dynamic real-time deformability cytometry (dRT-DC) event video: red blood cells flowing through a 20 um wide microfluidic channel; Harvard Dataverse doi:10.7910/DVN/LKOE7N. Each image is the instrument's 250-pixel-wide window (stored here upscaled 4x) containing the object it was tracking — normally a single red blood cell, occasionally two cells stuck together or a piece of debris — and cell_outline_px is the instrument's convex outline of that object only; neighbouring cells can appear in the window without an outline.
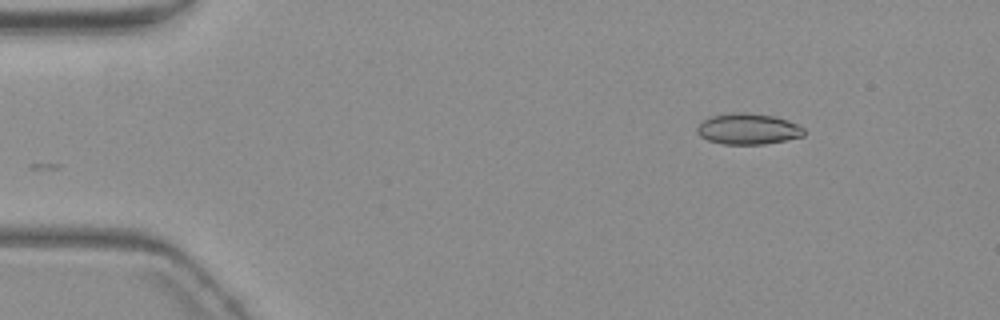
{"species": "common noctule bat (a hibernating species)", "species_latin": "Nyctalus noctula", "temperature_condition": "warm", "stored_images_in_passage": 8, "camera_frame_rate_fps": 3000, "um_per_image_px": 0.085, "animal": {"sex": "female", "body_mass_g": 19.3, "forearm_length_mm": 54.1}, "frame": {"image": 1, "passage_image": 1, "time_ms": 0.0, "image_size_px": [1000, 320], "cell_outline_px": [[804, 136], [764, 144], [720, 144], [708, 140], [700, 136], [696, 132], [696, 128], [708, 116], [728, 112], [744, 112], [776, 116], [788, 120], [804, 128]], "centroid_in_image_um": [63.55, 10.94], "position_along_channel_um": 21.4, "area_um2": 19.48}}